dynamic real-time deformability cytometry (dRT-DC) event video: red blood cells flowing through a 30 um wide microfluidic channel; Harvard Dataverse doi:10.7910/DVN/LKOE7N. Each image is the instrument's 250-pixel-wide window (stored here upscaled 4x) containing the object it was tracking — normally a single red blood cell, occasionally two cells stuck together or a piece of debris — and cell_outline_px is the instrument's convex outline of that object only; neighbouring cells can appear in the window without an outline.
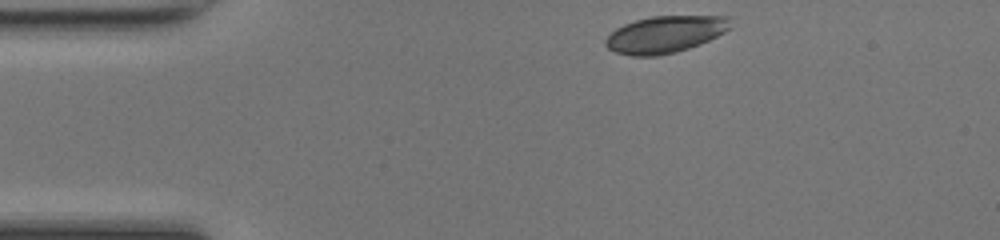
{"species": "common noctule bat (a hibernating species)", "species_latin": "Nyctalus noctula", "temperature_condition": "room temperature", "stored_images_in_passage": 41, "camera_frame_rate_fps": 3000, "um_per_image_px": 0.085, "animal": {"sex": "female", "body_mass_g": 17.0, "forearm_length_mm": 48.0}, "frame": {"image": 1, "passage_image": 1, "time_ms": 0.0, "image_size_px": [1000, 240], "cell_outline_px": [[732, 28], [700, 44], [676, 52], [656, 56], [632, 56], [616, 52], [608, 48], [604, 44], [604, 40], [616, 28], [624, 24], [636, 20], [652, 16], [728, 16]], "centroid_in_image_um": [56.53, 2.92], "position_along_channel_um": 28.5, "area_um2": 26.76}}
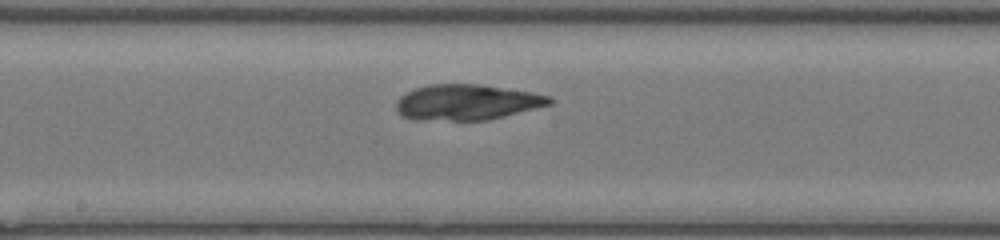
{"frame": {"image": 2, "passage_image": 18, "time_ms": 5.667, "image_size_px": [1000, 240], "cell_outline_px": [[556, 100], [552, 104], [488, 120], [416, 120], [404, 116], [396, 108], [396, 100], [404, 92], [428, 84], [480, 84], [532, 92], [552, 96]], "centroid_in_image_um": [39.71, 8.68], "position_along_channel_um": 208.5, "area_um2": 32.02}}
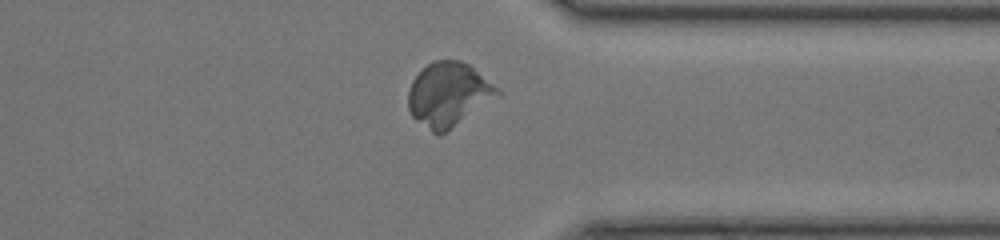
{"frame": {"image": 3, "passage_image": 30, "time_ms": 9.667, "image_size_px": [1000, 240], "cell_outline_px": [[500, 92], [440, 136], [432, 132], [416, 120], [412, 116], [408, 108], [408, 92], [412, 80], [432, 60], [460, 60], [468, 64], [500, 88]], "centroid_in_image_um": [38.07, 8.01], "position_along_channel_um": 373.3, "area_um2": 32.48}}